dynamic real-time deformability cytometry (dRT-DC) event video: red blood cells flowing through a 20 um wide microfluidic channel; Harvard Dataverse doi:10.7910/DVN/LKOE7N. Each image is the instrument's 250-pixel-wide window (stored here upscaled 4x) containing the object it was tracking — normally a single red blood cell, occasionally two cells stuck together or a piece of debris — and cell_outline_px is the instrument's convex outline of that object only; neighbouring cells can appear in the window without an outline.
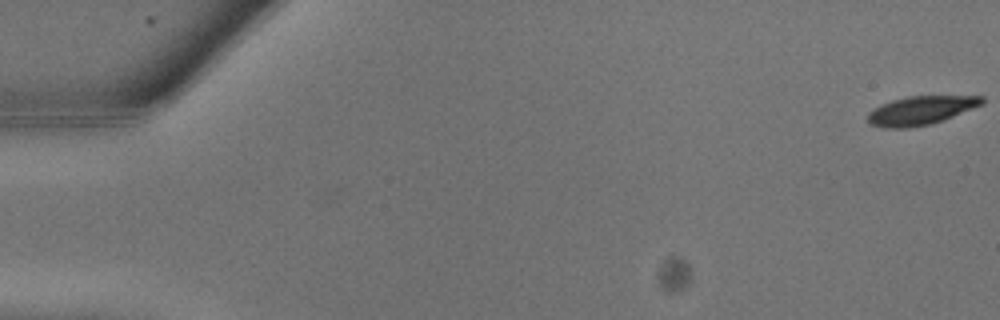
{"species": "common noctule bat (a hibernating species)", "species_latin": "Nyctalus noctula", "temperature_condition": "warm", "stored_images_in_passage": 12, "camera_frame_rate_fps": 3000, "um_per_image_px": 0.085, "animal": {"sex": "male", "body_mass_g": 13.3}, "frame": {"image": 1, "passage_image": 1, "time_ms": 0.0, "image_size_px": [1000, 320], "cell_outline_px": [[984, 104], [944, 120], [932, 124], [908, 128], [884, 128], [868, 124], [868, 112], [872, 108], [880, 104], [892, 100], [908, 96], [984, 96]], "centroid_in_image_um": [78.25, 9.39], "position_along_channel_um": 6.8, "area_um2": 19.36}}
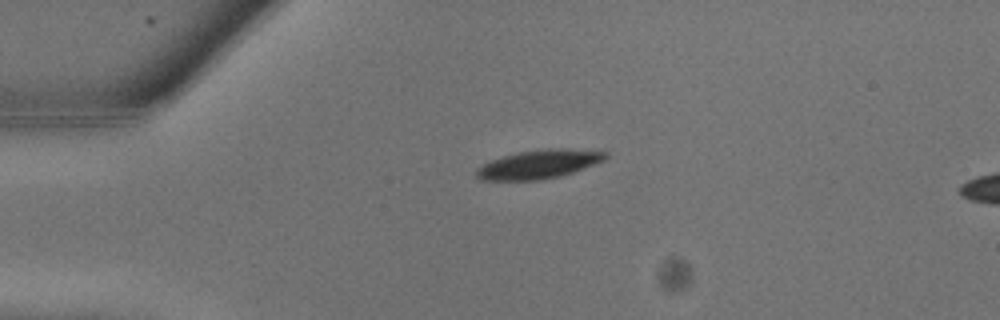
{"frame": {"image": 2, "passage_image": 7, "time_ms": 2.0, "image_size_px": [1000, 320], "cell_outline_px": [[608, 156], [604, 160], [572, 172], [560, 176], [540, 180], [480, 180], [476, 176], [476, 168], [480, 164], [488, 160], [520, 152], [548, 148], [568, 148], [608, 152]], "centroid_in_image_um": [45.76, 13.96], "position_along_channel_um": 39.2, "area_um2": 21.62}}
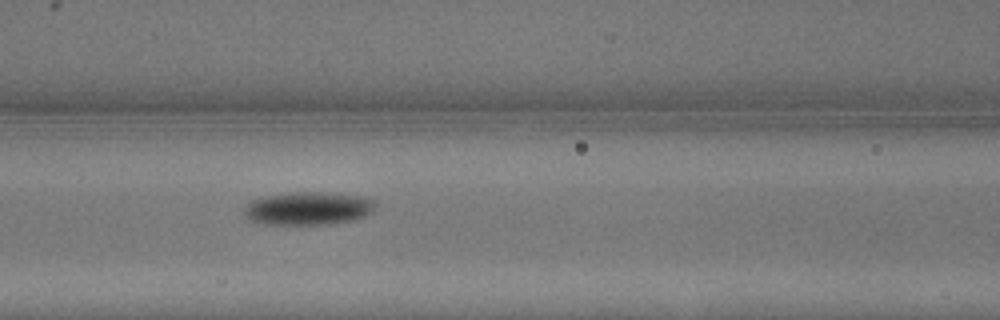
{"frame": {"image": 3, "passage_image": 12, "time_ms": 3.667, "image_size_px": [1000, 320], "cell_outline_px": [[376, 204], [372, 212], [364, 216], [352, 220], [328, 224], [264, 224], [248, 220], [244, 216], [244, 208], [252, 200], [260, 196], [292, 192], [328, 192], [364, 196], [376, 200]], "centroid_in_image_um": [26.19, 17.7], "position_along_channel_um": 140.4, "area_um2": 25.66}}